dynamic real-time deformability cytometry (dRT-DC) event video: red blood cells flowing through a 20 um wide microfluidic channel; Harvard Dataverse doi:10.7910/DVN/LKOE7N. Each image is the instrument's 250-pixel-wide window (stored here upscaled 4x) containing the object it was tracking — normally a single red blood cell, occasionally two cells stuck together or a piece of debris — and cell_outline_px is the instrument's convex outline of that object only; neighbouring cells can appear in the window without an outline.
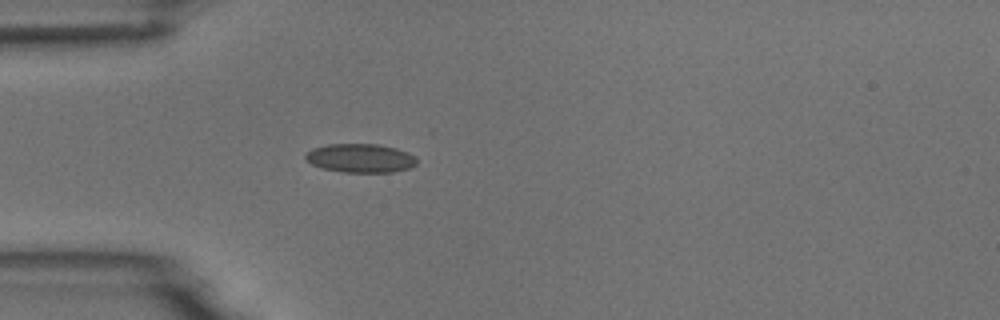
{"species": "common noctule bat (a hibernating species)", "species_latin": "Nyctalus noctula", "temperature_condition": "room temperature", "stored_images_in_passage": 4, "camera_frame_rate_fps": 3000, "um_per_image_px": 0.085, "animal": {"sex": "male", "body_mass_g": 18.8}, "frame": {"image": 1, "passage_image": 4, "time_ms": 3.333, "image_size_px": [1000, 320], "cell_outline_px": [[416, 164], [412, 168], [392, 172], [344, 172], [324, 168], [312, 164], [304, 156], [312, 148], [328, 144], [376, 144], [396, 148], [408, 152], [416, 156]], "centroid_in_image_um": [30.68, 13.44], "position_along_channel_um": 54.3, "area_um2": 18.61}}